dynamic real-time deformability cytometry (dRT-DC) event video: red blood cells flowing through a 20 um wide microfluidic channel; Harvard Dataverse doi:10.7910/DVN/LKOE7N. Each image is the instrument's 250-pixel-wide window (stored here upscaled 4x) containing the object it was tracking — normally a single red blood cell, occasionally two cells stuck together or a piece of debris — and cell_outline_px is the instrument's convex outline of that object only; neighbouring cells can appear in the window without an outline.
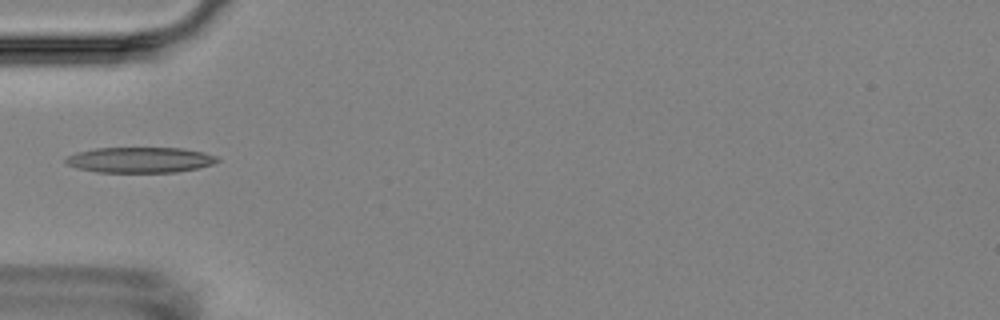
{"species": "Egyptian fruit bat (a non-hibernating species)", "species_latin": "Rousettus aegyptiacus", "temperature_condition": "room temperature", "stored_images_in_passage": 5, "camera_frame_rate_fps": 3000, "um_per_image_px": 0.085, "animal": {"sex": "female"}, "frame": {"image": 1, "passage_image": 5, "time_ms": 5.333, "image_size_px": [1000, 320], "cell_outline_px": [[220, 160], [212, 164], [196, 168], [176, 172], [96, 172], [76, 168], [68, 164], [64, 160], [68, 156], [76, 152], [96, 148], [184, 148], [204, 152], [216, 156]], "centroid_in_image_um": [11.89, 13.59], "position_along_channel_um": 73.1, "area_um2": 22.54}}